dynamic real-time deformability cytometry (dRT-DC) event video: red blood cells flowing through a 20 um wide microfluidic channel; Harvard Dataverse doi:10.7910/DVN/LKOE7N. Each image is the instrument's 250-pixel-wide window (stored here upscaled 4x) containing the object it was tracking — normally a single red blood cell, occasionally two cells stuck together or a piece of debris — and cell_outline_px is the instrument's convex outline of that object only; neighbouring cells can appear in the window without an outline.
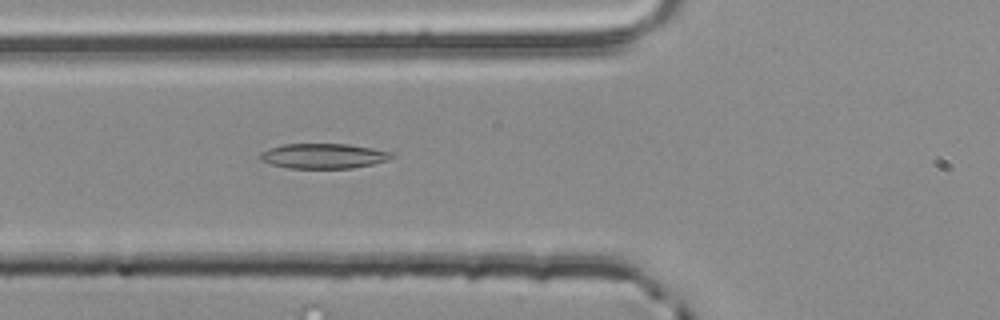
{"species": "common noctule bat (a hibernating species)", "species_latin": "Nyctalus noctula", "temperature_condition": "room temperature", "stored_images_in_passage": 45, "camera_frame_rate_fps": 3000, "um_per_image_px": 0.085, "animal": {"sex": "male", "body_mass_g": 20.4}, "frame": {"image": 1, "passage_image": 12, "time_ms": 3.667, "image_size_px": [1000, 320], "cell_outline_px": [[396, 156], [388, 160], [372, 164], [352, 168], [288, 168], [272, 164], [260, 160], [260, 152], [268, 148], [284, 144], [348, 144], [372, 148], [392, 152]], "centroid_in_image_um": [27.5, 13.25], "position_along_channel_um": 98.3, "area_um2": 19.19}}
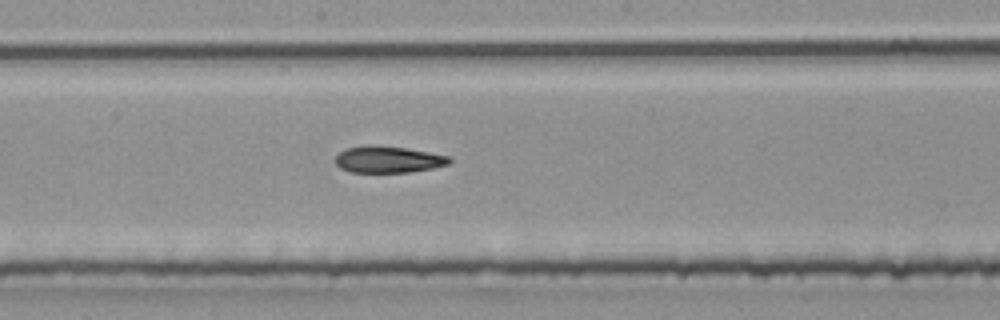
{"frame": {"image": 2, "passage_image": 21, "time_ms": 6.667, "image_size_px": [1000, 320], "cell_outline_px": [[452, 160], [448, 164], [432, 168], [408, 172], [352, 172], [340, 168], [336, 164], [336, 156], [340, 152], [348, 148], [376, 144], [404, 148], [428, 152], [448, 156]], "centroid_in_image_um": [32.98, 13.55], "position_along_channel_um": 215.2, "area_um2": 17.46}}
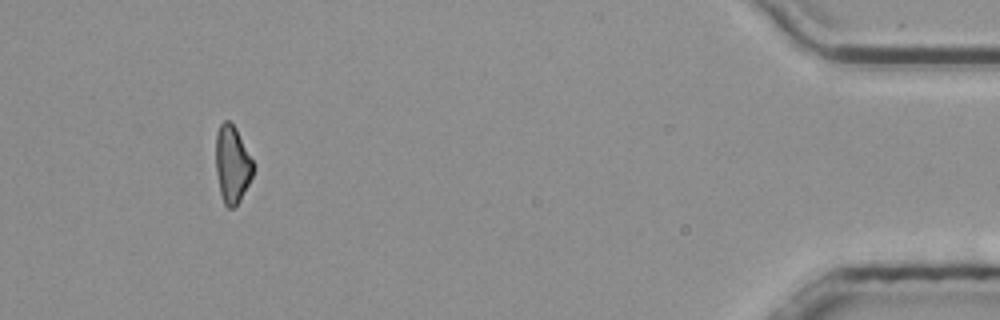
{"frame": {"image": 3, "passage_image": 42, "time_ms": 13.667, "image_size_px": [1000, 320], "cell_outline_px": [[252, 176], [236, 208], [228, 208], [224, 204], [220, 192], [216, 172], [216, 132], [220, 124], [224, 120], [228, 120], [236, 128], [252, 160]], "centroid_in_image_um": [19.71, 13.98], "position_along_channel_um": 415.5, "area_um2": 16.65}}